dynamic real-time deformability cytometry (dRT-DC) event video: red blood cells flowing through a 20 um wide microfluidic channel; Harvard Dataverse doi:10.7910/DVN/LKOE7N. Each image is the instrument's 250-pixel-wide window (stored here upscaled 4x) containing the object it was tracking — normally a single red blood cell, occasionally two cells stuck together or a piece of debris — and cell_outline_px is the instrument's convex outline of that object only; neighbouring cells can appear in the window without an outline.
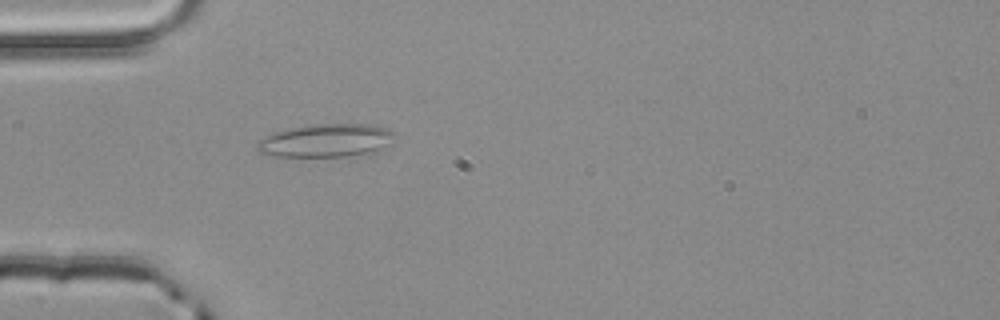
{"species": "common noctule bat (a hibernating species)", "species_latin": "Nyctalus noctula", "temperature_condition": "room temperature", "stored_images_in_passage": 1, "camera_frame_rate_fps": 3000, "um_per_image_px": 0.085, "animal": {"sex": "male", "body_mass_g": 20.4}, "frame": {"image": 1, "passage_image": 1, "time_ms": 0.0, "image_size_px": [1000, 320], "cell_outline_px": [[396, 132], [372, 156], [272, 156], [260, 152], [256, 148], [260, 140], [276, 132], [288, 128], [316, 124], [364, 124], [388, 128]], "centroid_in_image_um": [27.73, 11.96], "position_along_channel_um": 57.3, "area_um2": 26.36}}